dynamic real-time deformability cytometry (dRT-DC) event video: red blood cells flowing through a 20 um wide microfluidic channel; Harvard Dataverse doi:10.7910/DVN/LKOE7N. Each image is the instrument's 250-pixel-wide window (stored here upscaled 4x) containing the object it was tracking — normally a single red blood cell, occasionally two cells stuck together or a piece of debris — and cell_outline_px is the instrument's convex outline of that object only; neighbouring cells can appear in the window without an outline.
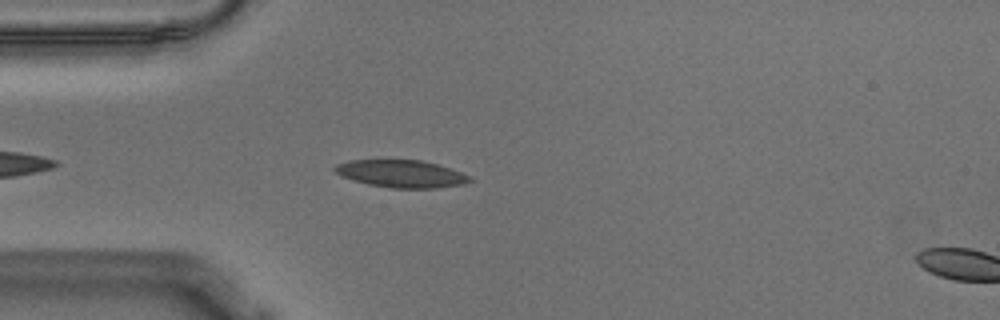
{"species": "Egyptian fruit bat (a non-hibernating species)", "species_latin": "Rousettus aegyptiacus", "temperature_condition": "warm", "stored_images_in_passage": 15, "camera_frame_rate_fps": 3000, "um_per_image_px": 0.085, "animal": {"sex": "male"}, "frame": {"image": 1, "passage_image": 5, "time_ms": 1.333, "image_size_px": [1000, 320], "cell_outline_px": [[472, 180], [464, 184], [436, 188], [392, 188], [368, 184], [352, 180], [336, 172], [332, 168], [336, 164], [348, 160], [424, 160], [472, 176]], "centroid_in_image_um": [34.11, 14.77], "position_along_channel_um": 50.9, "area_um2": 21.5}}
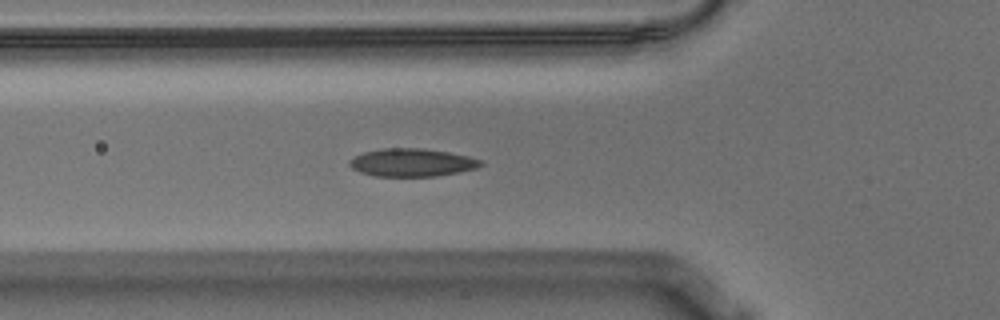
{"frame": {"image": 2, "passage_image": 9, "time_ms": 2.667, "image_size_px": [1000, 320], "cell_outline_px": [[484, 164], [476, 168], [460, 172], [436, 176], [376, 176], [360, 172], [352, 168], [348, 164], [348, 160], [352, 156], [364, 152], [380, 148], [424, 148], [448, 152], [468, 156], [484, 160]], "centroid_in_image_um": [35.01, 13.81], "position_along_channel_um": 90.8, "area_um2": 21.62}}